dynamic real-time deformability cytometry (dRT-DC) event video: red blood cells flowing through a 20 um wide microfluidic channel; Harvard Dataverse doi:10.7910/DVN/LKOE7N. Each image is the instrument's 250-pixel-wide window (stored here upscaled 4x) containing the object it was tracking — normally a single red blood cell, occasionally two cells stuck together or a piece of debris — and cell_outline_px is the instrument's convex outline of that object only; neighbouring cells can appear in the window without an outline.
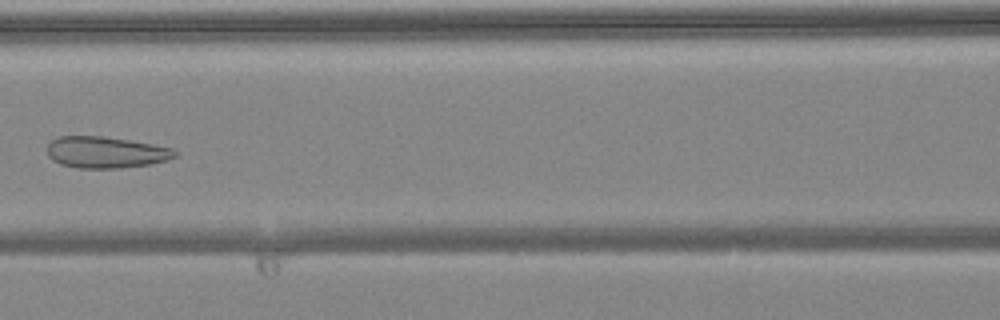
{"species": "common noctule bat (a hibernating species)", "species_latin": "Nyctalus noctula", "temperature_condition": "warm", "stored_images_in_passage": 6, "camera_frame_rate_fps": 3000, "um_per_image_px": 0.085, "animal": {"sex": "female", "body_mass_g": 24.6, "forearm_length_mm": 56.2}, "frame": {"image": 1, "passage_image": 6, "time_ms": 1.667, "image_size_px": [1000, 320], "cell_outline_px": [[180, 152], [176, 156], [168, 160], [148, 164], [120, 168], [76, 168], [60, 164], [52, 160], [48, 156], [48, 144], [52, 140], [60, 136], [100, 136], [128, 140], [152, 144], [172, 148]], "centroid_in_image_um": [8.99, 12.95], "position_along_channel_um": 157.6, "area_um2": 23.41}}